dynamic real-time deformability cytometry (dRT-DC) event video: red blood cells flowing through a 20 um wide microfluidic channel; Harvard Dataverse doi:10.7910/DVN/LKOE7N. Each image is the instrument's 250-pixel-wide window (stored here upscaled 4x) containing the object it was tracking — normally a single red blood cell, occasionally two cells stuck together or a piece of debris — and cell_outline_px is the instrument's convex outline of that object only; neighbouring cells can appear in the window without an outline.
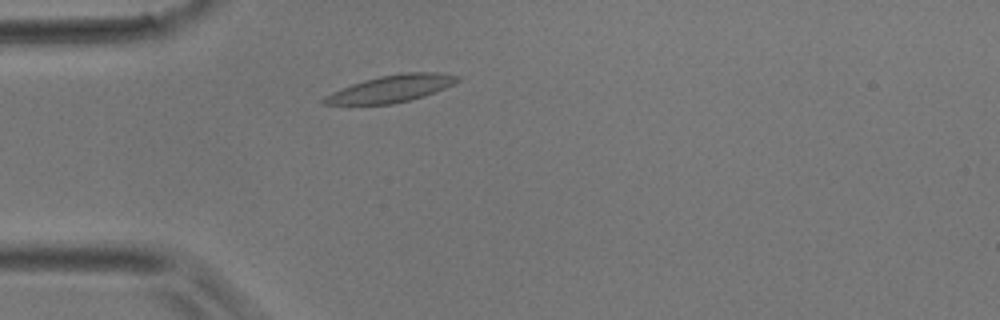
{"species": "common noctule bat (a hibernating species)", "species_latin": "Nyctalus noctula", "temperature_condition": "room temperature", "stored_images_in_passage": 1, "camera_frame_rate_fps": 3000, "um_per_image_px": 0.085, "animal": {"sex": "male", "body_mass_g": 17.9}, "frame": {"image": 1, "passage_image": 1, "time_ms": 0.0, "image_size_px": [1000, 320], "cell_outline_px": [[460, 80], [444, 88], [424, 96], [392, 104], [324, 104], [320, 100], [324, 96], [332, 92], [352, 84], [364, 80], [380, 76], [404, 72], [436, 72], [460, 76]], "centroid_in_image_um": [33.24, 7.53], "position_along_channel_um": 51.8, "area_um2": 20.75}}